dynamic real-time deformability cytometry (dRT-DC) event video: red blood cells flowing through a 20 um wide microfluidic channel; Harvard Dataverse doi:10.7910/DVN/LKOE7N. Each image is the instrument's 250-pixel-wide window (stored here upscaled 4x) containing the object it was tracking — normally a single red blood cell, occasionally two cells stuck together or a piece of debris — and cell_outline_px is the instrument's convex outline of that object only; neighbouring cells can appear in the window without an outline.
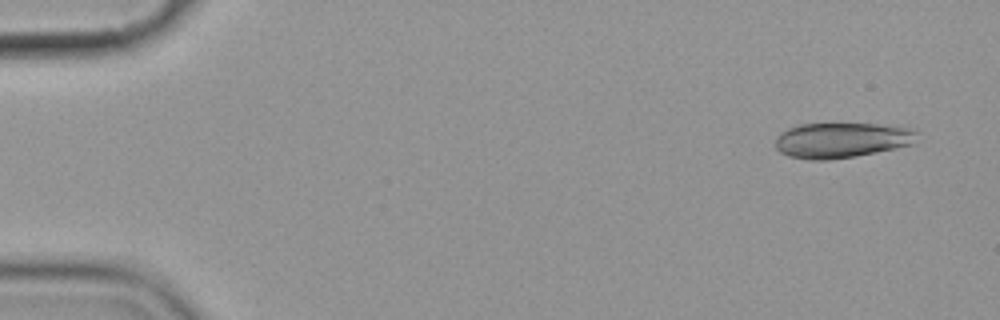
{"species": "common noctule bat (a hibernating species)", "species_latin": "Nyctalus noctula", "temperature_condition": "cold", "stored_images_in_passage": 4, "camera_frame_rate_fps": 3000, "um_per_image_px": 0.085, "animal": {"sex": "female", "body_mass_g": 19.9}, "frame": {"image": 1, "passage_image": 1, "time_ms": 0.0, "image_size_px": [1000, 320], "cell_outline_px": [[920, 132], [912, 144], [896, 148], [856, 156], [828, 160], [808, 160], [788, 156], [780, 152], [776, 148], [776, 136], [780, 132], [788, 128], [800, 124], [876, 124], [908, 128]], "centroid_in_image_um": [71.5, 11.92], "position_along_channel_um": 13.5, "area_um2": 29.13}}